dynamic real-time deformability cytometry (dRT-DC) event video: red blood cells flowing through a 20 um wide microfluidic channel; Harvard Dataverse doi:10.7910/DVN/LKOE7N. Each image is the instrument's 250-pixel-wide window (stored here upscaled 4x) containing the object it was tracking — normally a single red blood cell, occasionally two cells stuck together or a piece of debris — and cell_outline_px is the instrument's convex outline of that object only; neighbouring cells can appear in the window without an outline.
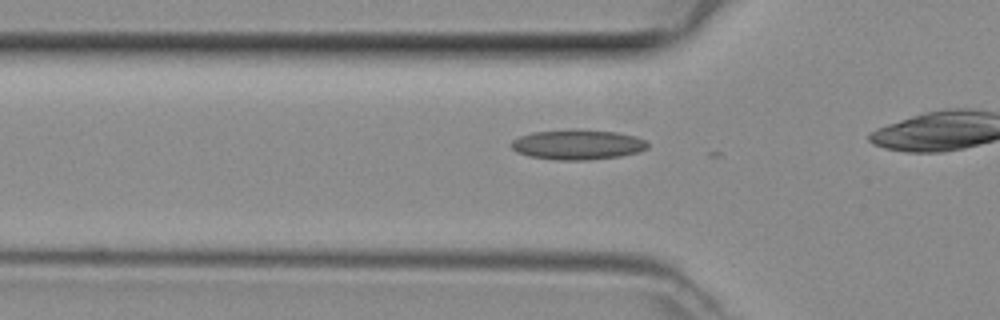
{"species": "common noctule bat (a hibernating species)", "species_latin": "Nyctalus noctula", "temperature_condition": "room temperature", "stored_images_in_passage": 8, "camera_frame_rate_fps": 3000, "um_per_image_px": 0.085, "animal": {"sex": "female", "body_mass_g": 29.2, "forearm_length_mm": 56.3}, "frame": {"image": 1, "passage_image": 3, "time_ms": 0.667, "image_size_px": [1000, 320], "cell_outline_px": [[648, 148], [640, 152], [620, 156], [584, 160], [556, 160], [528, 156], [516, 152], [508, 144], [512, 140], [520, 136], [532, 132], [568, 128], [580, 128], [616, 132], [636, 136], [644, 140], [648, 144]], "centroid_in_image_um": [49.06, 12.27], "position_along_channel_um": 76.7, "area_um2": 24.39}}
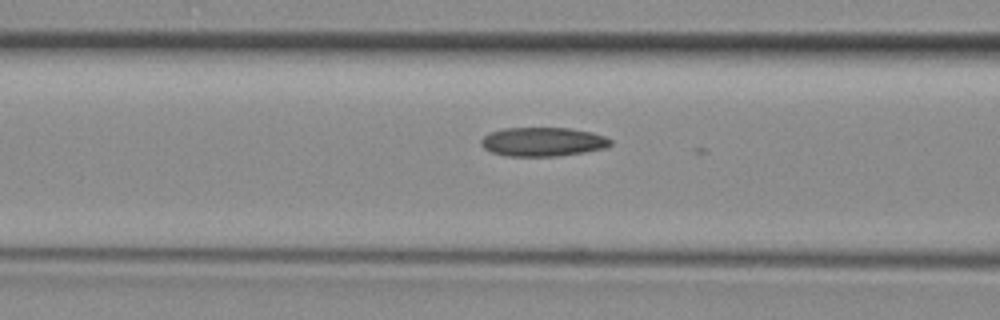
{"frame": {"image": 2, "passage_image": 6, "time_ms": 1.667, "image_size_px": [1000, 320], "cell_outline_px": [[612, 144], [604, 148], [584, 152], [556, 156], [508, 156], [492, 152], [484, 148], [480, 144], [480, 140], [484, 136], [492, 132], [504, 128], [568, 128], [592, 132], [604, 136], [612, 140]], "centroid_in_image_um": [46.14, 12.05], "position_along_channel_um": 120.5, "area_um2": 21.73}}